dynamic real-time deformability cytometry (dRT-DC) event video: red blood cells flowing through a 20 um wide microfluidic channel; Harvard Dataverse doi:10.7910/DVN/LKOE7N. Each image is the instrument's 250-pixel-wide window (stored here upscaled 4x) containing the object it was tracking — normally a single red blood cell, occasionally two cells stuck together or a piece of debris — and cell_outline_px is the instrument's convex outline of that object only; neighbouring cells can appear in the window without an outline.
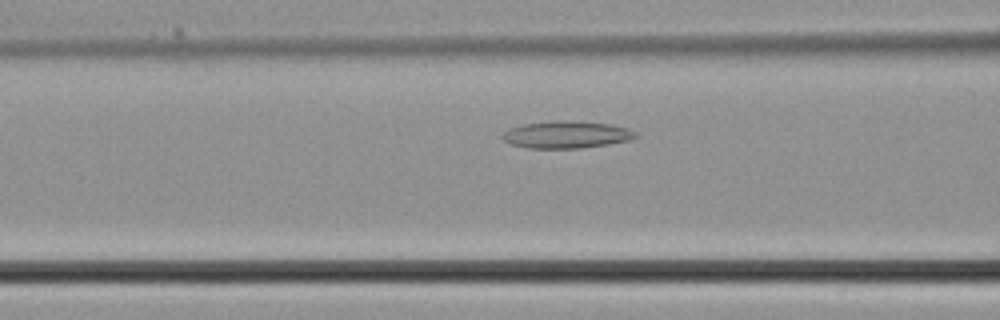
{"species": "common noctule bat (a hibernating species)", "species_latin": "Nyctalus noctula", "temperature_condition": "cold", "stored_images_in_passage": 31, "camera_frame_rate_fps": 3000, "um_per_image_px": 0.085, "animal": {"sex": "male", "body_mass_g": 21.5, "forearm_length_mm": 52.0}, "frame": {"image": 1, "passage_image": 10, "time_ms": 3.0, "image_size_px": [1000, 320], "cell_outline_px": [[640, 136], [628, 140], [608, 144], [580, 148], [528, 148], [512, 144], [504, 140], [500, 136], [508, 128], [524, 124], [556, 120], [560, 120], [608, 124], [628, 128], [636, 132]], "centroid_in_image_um": [48.14, 11.44], "position_along_channel_um": 118.5, "area_um2": 20.92}}
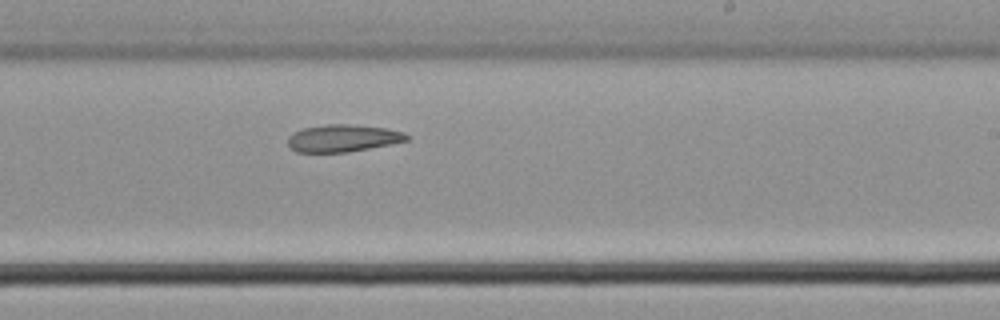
{"frame": {"image": 2, "passage_image": 18, "time_ms": 5.667, "image_size_px": [1000, 320], "cell_outline_px": [[408, 140], [392, 144], [348, 152], [296, 152], [288, 144], [288, 136], [304, 128], [328, 124], [348, 124], [384, 128], [404, 132], [408, 136]], "centroid_in_image_um": [29.16, 11.75], "position_along_channel_um": 259.8, "area_um2": 18.67}}
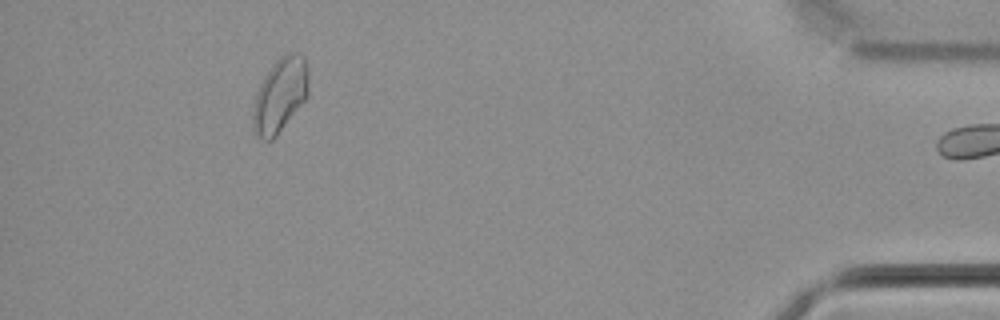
{"frame": {"image": 3, "passage_image": 30, "time_ms": 9.667, "image_size_px": [1000, 320], "cell_outline_px": [[308, 96], [276, 136], [272, 140], [260, 140], [252, 132], [252, 112], [256, 92], [264, 76], [272, 64], [284, 52], [304, 52], [308, 68]], "centroid_in_image_um": [23.8, 8.06], "position_along_channel_um": 411.4, "area_um2": 24.68}}